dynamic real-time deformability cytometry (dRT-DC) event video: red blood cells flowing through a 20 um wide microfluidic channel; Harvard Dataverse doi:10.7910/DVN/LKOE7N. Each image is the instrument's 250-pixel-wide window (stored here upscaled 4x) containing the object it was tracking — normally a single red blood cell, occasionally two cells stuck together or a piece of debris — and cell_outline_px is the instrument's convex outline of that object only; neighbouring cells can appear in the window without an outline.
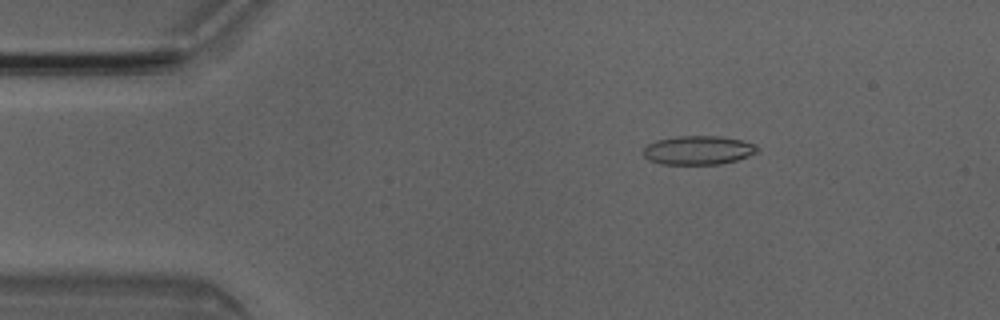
{"species": "Egyptian fruit bat (a non-hibernating species)", "species_latin": "Rousettus aegyptiacus", "temperature_condition": "room temperature", "stored_images_in_passage": 5, "camera_frame_rate_fps": 3000, "um_per_image_px": 0.085, "animal": {"sex": "male"}, "frame": {"image": 1, "passage_image": 3, "time_ms": 0.667, "image_size_px": [1000, 320], "cell_outline_px": [[760, 148], [756, 152], [748, 156], [736, 160], [720, 164], [660, 164], [648, 160], [644, 156], [644, 148], [648, 144], [656, 140], [676, 136], [720, 136], [740, 140], [756, 144]], "centroid_in_image_um": [59.34, 12.76], "position_along_channel_um": 25.7, "area_um2": 19.19}}